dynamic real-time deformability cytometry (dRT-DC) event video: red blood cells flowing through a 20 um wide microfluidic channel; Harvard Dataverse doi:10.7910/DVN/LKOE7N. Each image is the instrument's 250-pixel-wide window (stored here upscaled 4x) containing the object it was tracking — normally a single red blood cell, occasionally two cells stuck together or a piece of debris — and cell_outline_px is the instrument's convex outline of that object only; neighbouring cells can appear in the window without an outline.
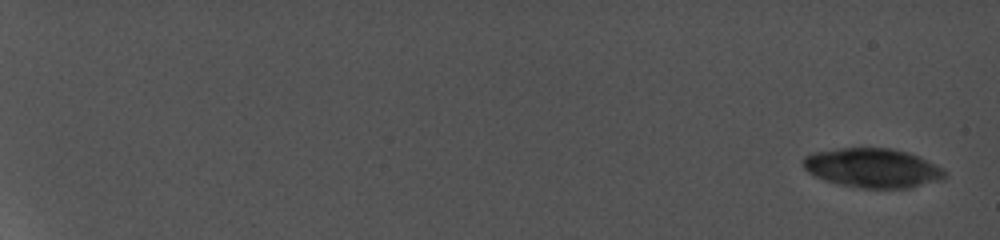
{"species": "common noctule bat (a hibernating species)", "species_latin": "Nyctalus noctula", "temperature_condition": "cold", "stored_images_in_passage": 13, "camera_frame_rate_fps": 5000, "um_per_image_px": 0.085, "animal": {"sex": "female", "body_mass_g": 19.0, "forearm_length_mm": 56.7}, "frame": {"image": 1, "passage_image": 1, "time_ms": 0.0, "image_size_px": [1000, 240], "cell_outline_px": [[944, 172], [940, 176], [912, 184], [896, 188], [864, 188], [828, 180], [804, 168], [804, 160], [808, 156], [820, 152], [844, 148], [888, 148], [904, 152], [916, 156], [932, 164]], "centroid_in_image_um": [74.05, 14.24], "position_along_channel_um": 10.9, "area_um2": 29.71}}
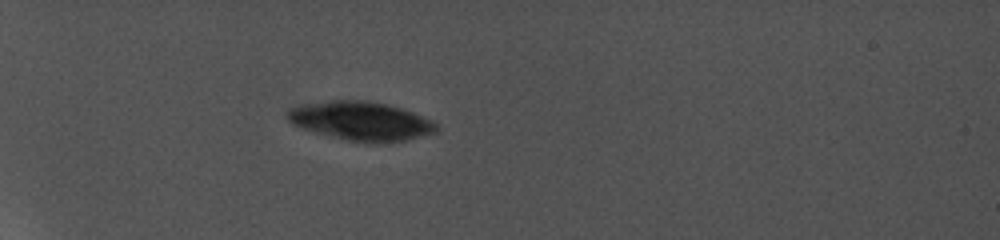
{"frame": {"image": 2, "passage_image": 9, "time_ms": 6.8, "image_size_px": [1000, 240], "cell_outline_px": [[436, 128], [432, 132], [400, 140], [352, 140], [308, 128], [296, 124], [288, 116], [288, 112], [292, 108], [332, 100], [368, 100], [400, 108], [412, 112], [436, 124]], "centroid_in_image_um": [30.71, 10.22], "position_along_channel_um": 54.3, "area_um2": 30.92}}